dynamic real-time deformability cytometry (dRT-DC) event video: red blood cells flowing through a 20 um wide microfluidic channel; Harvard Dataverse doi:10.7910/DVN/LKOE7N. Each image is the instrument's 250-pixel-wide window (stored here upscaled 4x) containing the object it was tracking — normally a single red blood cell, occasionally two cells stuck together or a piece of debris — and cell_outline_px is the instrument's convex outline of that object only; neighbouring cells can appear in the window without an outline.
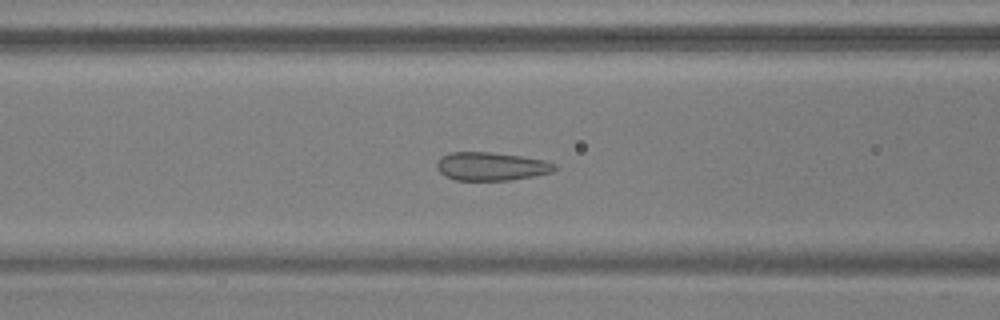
{"species": "common noctule bat (a hibernating species)", "species_latin": "Nyctalus noctula", "temperature_condition": "warm", "stored_images_in_passage": 46, "camera_frame_rate_fps": 3000, "um_per_image_px": 0.085, "animal": {"sex": "male", "body_mass_g": 17.9, "forearm_length_mm": 54.2}, "frame": {"image": 1, "passage_image": 14, "time_ms": 4.333, "image_size_px": [1000, 320], "cell_outline_px": [[560, 168], [552, 172], [532, 176], [508, 180], [456, 180], [444, 176], [436, 168], [436, 164], [440, 156], [448, 152], [492, 152], [520, 156], [544, 160], [556, 164]], "centroid_in_image_um": [41.73, 14.13], "position_along_channel_um": 124.9, "area_um2": 19.59}}
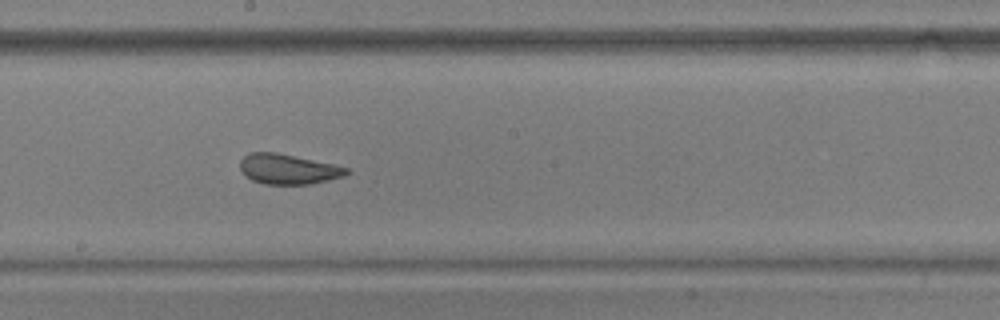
{"frame": {"image": 2, "passage_image": 22, "time_ms": 7.0, "image_size_px": [1000, 320], "cell_outline_px": [[352, 172], [344, 176], [312, 184], [264, 184], [252, 180], [244, 176], [240, 168], [240, 160], [248, 152], [276, 152], [332, 164], [348, 168]], "centroid_in_image_um": [24.47, 14.38], "position_along_channel_um": 223.7, "area_um2": 18.73}}
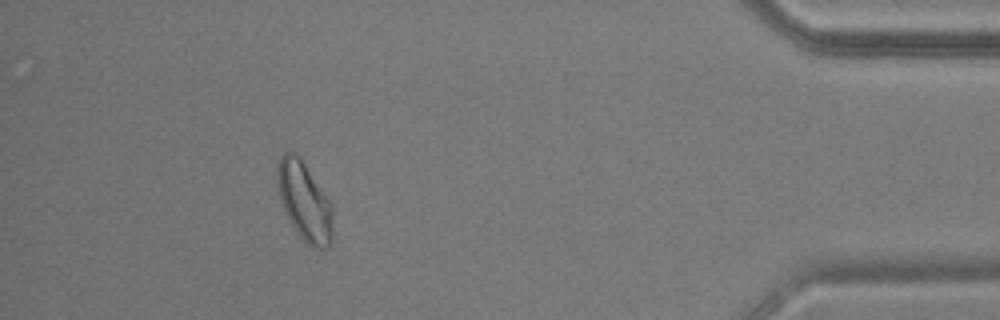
{"frame": {"image": 3, "passage_image": 41, "time_ms": 13.333, "image_size_px": [1000, 320], "cell_outline_px": [[332, 240], [324, 248], [312, 248], [296, 232], [288, 220], [280, 200], [276, 180], [276, 168], [280, 156], [284, 152], [296, 152], [300, 156], [332, 204]], "centroid_in_image_um": [25.85, 17.08], "position_along_channel_um": 409.4, "area_um2": 25.66}}